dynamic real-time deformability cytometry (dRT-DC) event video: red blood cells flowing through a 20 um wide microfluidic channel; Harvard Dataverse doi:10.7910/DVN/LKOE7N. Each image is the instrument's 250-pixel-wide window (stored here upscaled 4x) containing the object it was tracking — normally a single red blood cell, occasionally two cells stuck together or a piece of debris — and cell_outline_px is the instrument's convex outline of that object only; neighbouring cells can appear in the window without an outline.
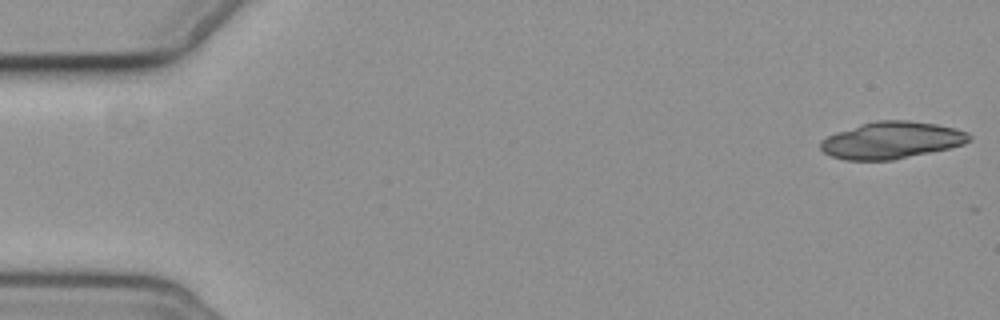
{"species": "common noctule bat (a hibernating species)", "species_latin": "Nyctalus noctula", "temperature_condition": "cold", "stored_images_in_passage": 18, "camera_frame_rate_fps": 3000, "um_per_image_px": 0.085, "animal": {"sex": "female", "body_mass_g": 19.3, "forearm_length_mm": 54.1}, "frame": {"image": 1, "passage_image": 1, "time_ms": 0.0, "image_size_px": [1000, 320], "cell_outline_px": [[972, 140], [964, 144], [948, 148], [892, 160], [844, 160], [832, 156], [824, 152], [820, 148], [820, 140], [836, 132], [860, 124], [876, 120], [908, 120], [936, 124], [956, 128], [968, 132], [972, 136]], "centroid_in_image_um": [75.79, 11.91], "position_along_channel_um": 9.2, "area_um2": 32.02}}